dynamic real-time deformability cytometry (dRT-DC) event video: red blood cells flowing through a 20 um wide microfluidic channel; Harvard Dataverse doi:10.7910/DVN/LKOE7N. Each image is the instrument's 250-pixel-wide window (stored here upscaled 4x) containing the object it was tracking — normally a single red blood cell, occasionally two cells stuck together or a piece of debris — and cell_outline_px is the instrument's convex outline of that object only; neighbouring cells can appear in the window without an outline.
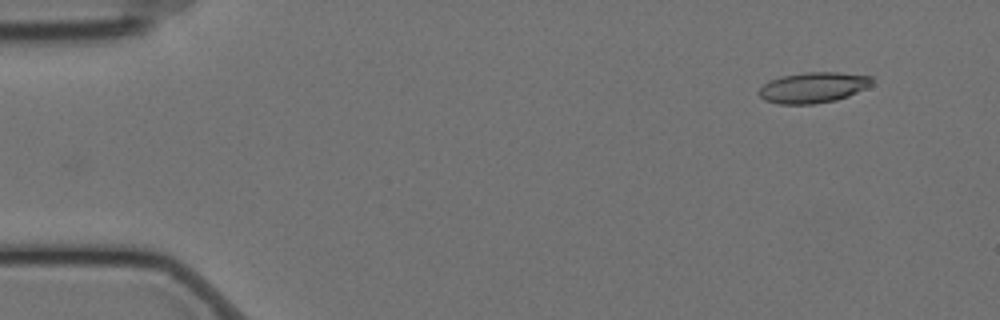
{"species": "Egyptian fruit bat (a non-hibernating species)", "species_latin": "Rousettus aegyptiacus", "temperature_condition": "cold", "stored_images_in_passage": 54, "camera_frame_rate_fps": 3000, "um_per_image_px": 0.085, "animal": {"sex": "female"}, "frame": {"image": 1, "passage_image": 1, "time_ms": 0.0, "image_size_px": [1000, 320], "cell_outline_px": [[876, 80], [872, 84], [848, 96], [836, 100], [812, 104], [780, 104], [764, 100], [756, 92], [764, 84], [772, 80], [784, 76], [804, 72], [836, 72], [872, 76]], "centroid_in_image_um": [69.13, 7.44], "position_along_channel_um": 15.9, "area_um2": 20.11}}
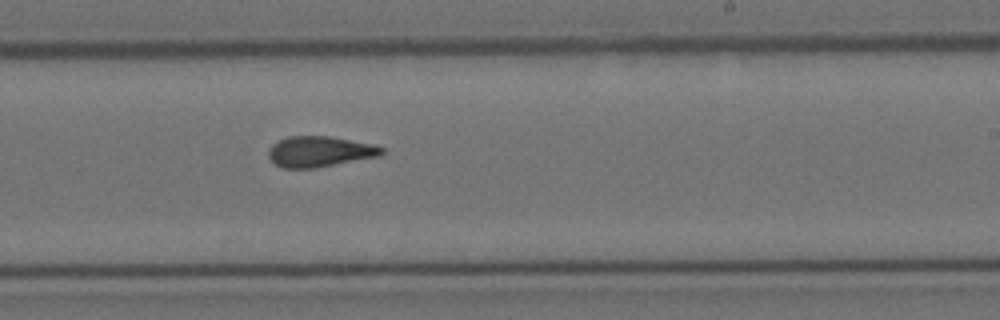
{"frame": {"image": 2, "passage_image": 31, "time_ms": 10.0, "image_size_px": [1000, 320], "cell_outline_px": [[384, 152], [380, 156], [316, 168], [284, 168], [276, 164], [268, 156], [268, 148], [272, 144], [288, 136], [328, 136], [376, 144], [384, 148]], "centroid_in_image_um": [27.2, 12.88], "position_along_channel_um": 261.8, "area_um2": 20.35}}
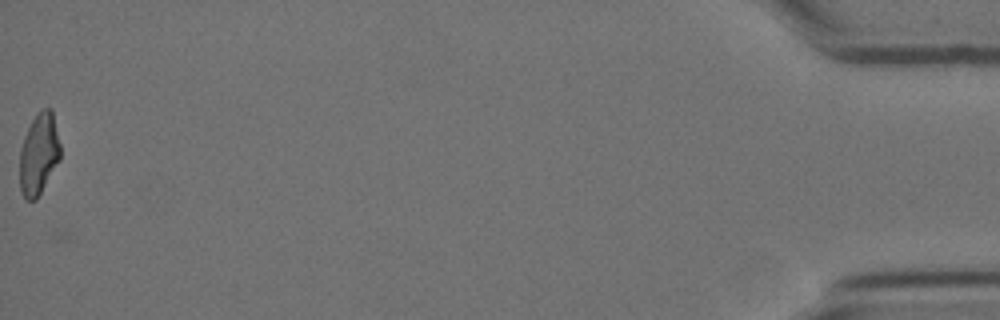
{"frame": {"image": 3, "passage_image": 54, "time_ms": 17.667, "image_size_px": [1000, 320], "cell_outline_px": [[60, 160], [36, 200], [24, 200], [20, 192], [20, 148], [24, 136], [36, 112], [40, 108], [52, 108], [60, 144]], "centroid_in_image_um": [3.3, 13.08], "position_along_channel_um": 431.9, "area_um2": 19.54}, "authors_computed_cell_mechanics": {"area_um2": 20.3456, "velocity_mm_per_s": 3.5125, "shape_relaxation_time_tau1_ms": null, "shape_relaxation_time_tau2_ms": 2.3214, "deformation_change_tau1": null, "deformation_change_tau2": 0.1083}}